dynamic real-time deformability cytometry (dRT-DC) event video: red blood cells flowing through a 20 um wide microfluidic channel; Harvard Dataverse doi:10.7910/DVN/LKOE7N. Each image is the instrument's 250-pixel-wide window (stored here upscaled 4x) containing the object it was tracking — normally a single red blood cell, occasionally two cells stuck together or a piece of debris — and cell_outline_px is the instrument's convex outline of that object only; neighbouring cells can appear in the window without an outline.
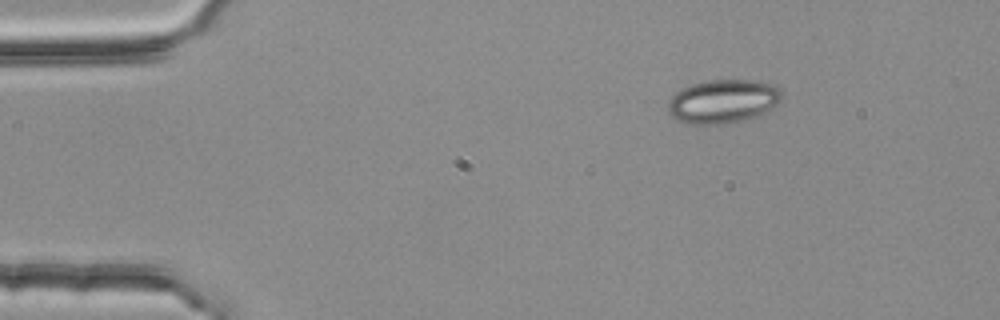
{"species": "common noctule bat (a hibernating species)", "species_latin": "Nyctalus noctula", "temperature_condition": "room temperature", "stored_images_in_passage": 47, "camera_frame_rate_fps": 3000, "um_per_image_px": 0.085, "animal": {"sex": "female", "body_mass_g": 25.1}, "frame": {"image": 1, "passage_image": 1, "time_ms": 0.0, "image_size_px": [1000, 320], "cell_outline_px": [[784, 92], [780, 100], [776, 104], [764, 112], [756, 116], [744, 120], [724, 124], [692, 124], [680, 120], [672, 116], [668, 112], [668, 104], [672, 96], [676, 92], [692, 84], [704, 80], [756, 80], [772, 84], [780, 88]], "centroid_in_image_um": [61.48, 8.6], "position_along_channel_um": 23.5, "area_um2": 28.9}}
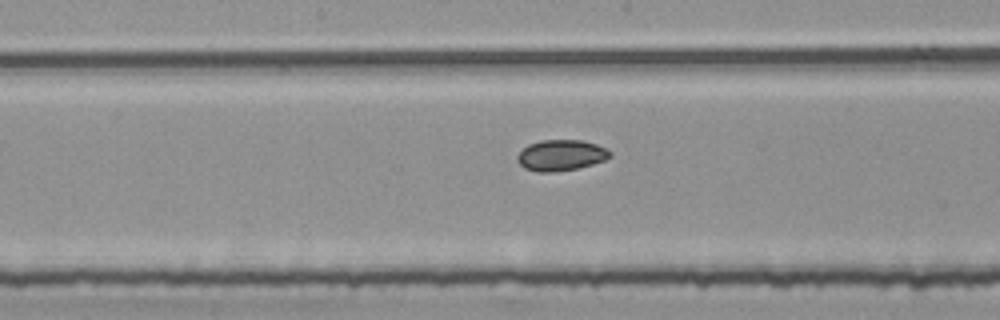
{"frame": {"image": 2, "passage_image": 21, "time_ms": 6.667, "image_size_px": [1000, 320], "cell_outline_px": [[612, 156], [604, 160], [592, 164], [576, 168], [556, 172], [540, 172], [524, 168], [516, 160], [516, 156], [528, 144], [540, 140], [584, 140], [608, 148], [612, 152]], "centroid_in_image_um": [47.7, 13.19], "position_along_channel_um": 200.5, "area_um2": 16.82}}
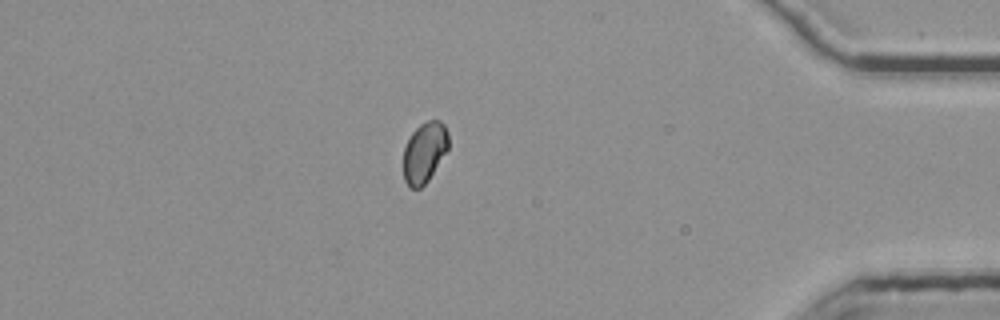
{"frame": {"image": 3, "passage_image": 40, "time_ms": 13.0, "image_size_px": [1000, 320], "cell_outline_px": [[448, 148], [428, 180], [420, 188], [408, 188], [404, 180], [404, 148], [412, 132], [420, 124], [428, 120], [440, 120], [444, 124], [448, 132]], "centroid_in_image_um": [36.07, 12.94], "position_along_channel_um": 399.1, "area_um2": 15.78}, "authors_computed_cell_mechanics": {"area_um2": 16.5308, "velocity_mm_per_s": 3.7869, "shape_relaxation_time_tau1_ms": null, "shape_relaxation_time_tau2_ms": 2.7409, "deformation_change_tau1": null, "deformation_change_tau2": 0.0525}}